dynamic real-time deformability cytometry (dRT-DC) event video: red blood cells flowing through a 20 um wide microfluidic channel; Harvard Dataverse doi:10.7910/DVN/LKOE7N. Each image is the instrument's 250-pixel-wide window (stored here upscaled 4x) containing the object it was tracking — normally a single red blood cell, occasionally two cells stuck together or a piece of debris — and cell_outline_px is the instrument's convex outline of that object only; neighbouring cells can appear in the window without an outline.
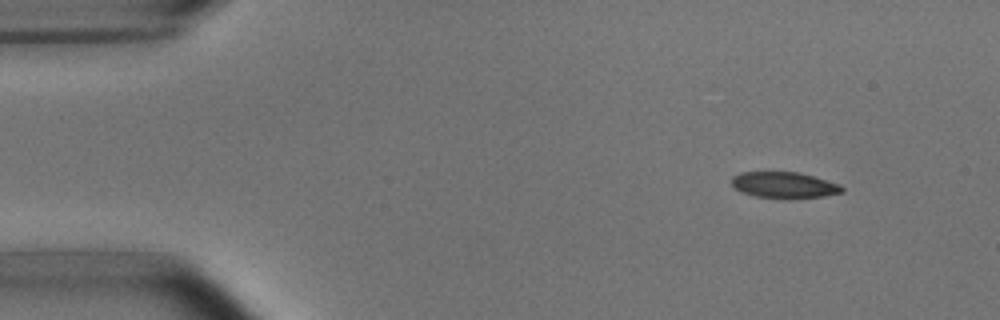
{"species": "common noctule bat (a hibernating species)", "species_latin": "Nyctalus noctula", "temperature_condition": "room temperature", "stored_images_in_passage": 4, "camera_frame_rate_fps": 3000, "um_per_image_px": 0.085, "animal": {"sex": "male", "body_mass_g": 15.6}, "frame": {"image": 1, "passage_image": 2, "time_ms": 1.0, "image_size_px": [1000, 320], "cell_outline_px": [[844, 192], [824, 196], [756, 196], [740, 192], [732, 188], [732, 176], [740, 172], [796, 172], [812, 176], [840, 184], [844, 188]], "centroid_in_image_um": [66.6, 15.69], "position_along_channel_um": 18.4, "area_um2": 16.18}}
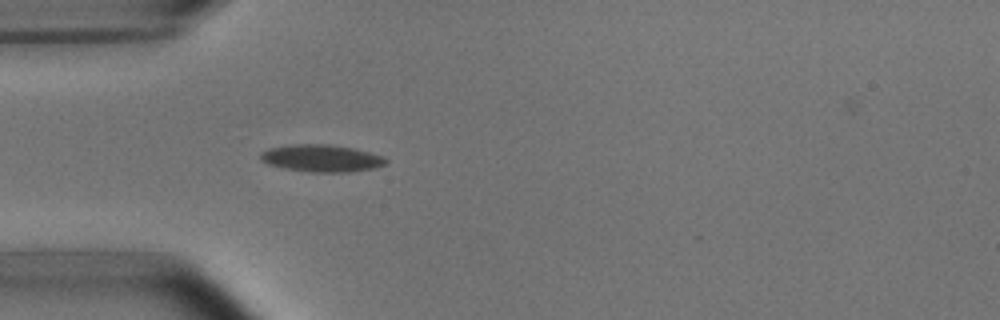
{"frame": {"image": 2, "passage_image": 4, "time_ms": 4.333, "image_size_px": [1000, 320], "cell_outline_px": [[388, 164], [372, 168], [348, 172], [308, 172], [284, 168], [268, 164], [260, 160], [260, 152], [268, 148], [292, 144], [328, 144], [356, 148], [384, 156], [388, 160]], "centroid_in_image_um": [27.34, 13.44], "position_along_channel_um": 57.7, "area_um2": 20.11}}